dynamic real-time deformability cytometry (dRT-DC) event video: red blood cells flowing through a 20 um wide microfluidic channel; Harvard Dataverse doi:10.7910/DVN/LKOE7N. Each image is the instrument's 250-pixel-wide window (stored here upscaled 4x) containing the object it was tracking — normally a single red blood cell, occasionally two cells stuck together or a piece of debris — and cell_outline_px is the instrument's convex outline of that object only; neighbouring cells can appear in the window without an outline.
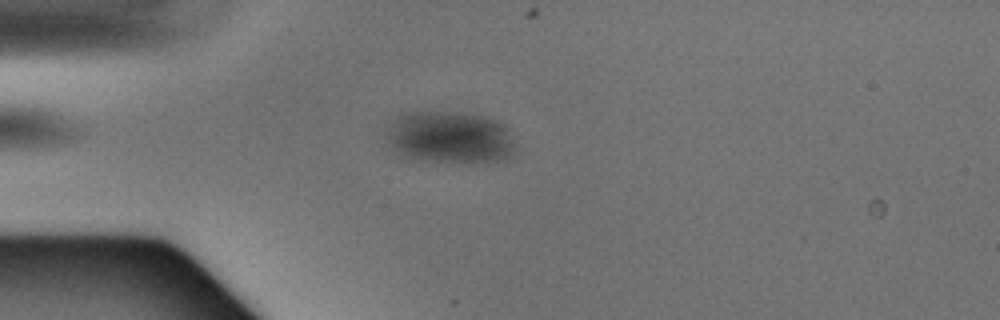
{"species": "Egyptian fruit bat (a non-hibernating species)", "species_latin": "Rousettus aegyptiacus", "temperature_condition": "warm", "stored_images_in_passage": 47, "camera_frame_rate_fps": 3000, "um_per_image_px": 0.085, "animal": {"sex": "male"}, "frame": {"image": 1, "passage_image": 12, "time_ms": 3.667, "image_size_px": [1000, 320], "cell_outline_px": [[516, 152], [508, 160], [420, 160], [408, 156], [392, 148], [388, 144], [388, 128], [396, 116], [408, 112], [464, 112], [484, 116], [496, 120], [504, 124], [508, 128], [516, 144]], "centroid_in_image_um": [38.31, 11.63], "position_along_channel_um": 46.7, "area_um2": 38.73}}
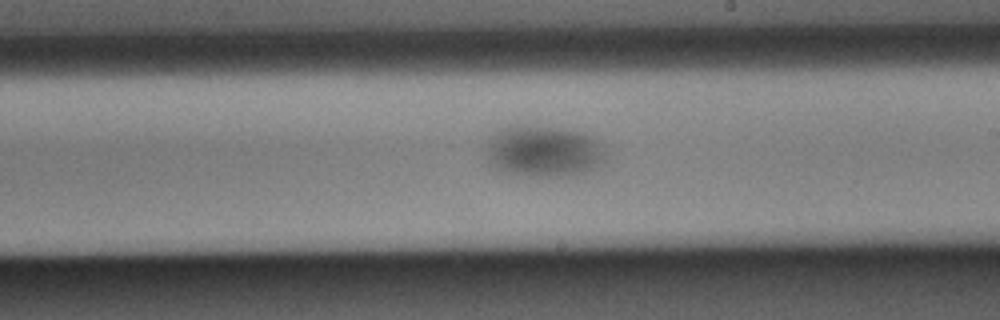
{"frame": {"image": 2, "passage_image": 27, "time_ms": 8.667, "image_size_px": [1000, 320], "cell_outline_px": [[604, 160], [600, 164], [584, 172], [568, 176], [516, 176], [496, 172], [492, 168], [488, 160], [488, 144], [508, 124], [528, 124], [576, 132], [588, 136], [596, 140], [604, 148]], "centroid_in_image_um": [46.15, 12.9], "position_along_channel_um": 242.9, "area_um2": 35.55}}
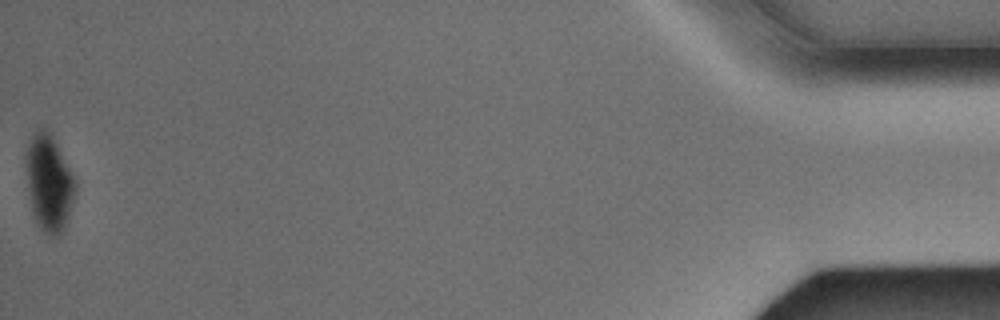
{"frame": {"image": 3, "passage_image": 47, "time_ms": 15.333, "image_size_px": [1000, 320], "cell_outline_px": [[76, 192], [64, 228], [56, 236], [52, 236], [44, 232], [40, 228], [32, 212], [28, 188], [24, 156], [28, 144], [36, 128], [44, 128], [52, 132], [76, 180]], "centroid_in_image_um": [4.16, 15.47], "position_along_channel_um": 431.0, "area_um2": 27.92}}